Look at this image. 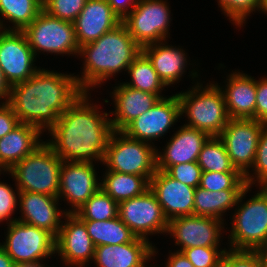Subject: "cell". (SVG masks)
I'll use <instances>...</instances> for the list:
<instances>
[{
  "label": "cell",
  "instance_id": "4",
  "mask_svg": "<svg viewBox=\"0 0 267 267\" xmlns=\"http://www.w3.org/2000/svg\"><path fill=\"white\" fill-rule=\"evenodd\" d=\"M187 92L177 94L180 101L181 116H188L185 126L207 133L209 136H220L230 119L226 110L222 87L210 83L203 88L199 82Z\"/></svg>",
  "mask_w": 267,
  "mask_h": 267
},
{
  "label": "cell",
  "instance_id": "37",
  "mask_svg": "<svg viewBox=\"0 0 267 267\" xmlns=\"http://www.w3.org/2000/svg\"><path fill=\"white\" fill-rule=\"evenodd\" d=\"M87 0H45L43 10L53 17L74 22Z\"/></svg>",
  "mask_w": 267,
  "mask_h": 267
},
{
  "label": "cell",
  "instance_id": "21",
  "mask_svg": "<svg viewBox=\"0 0 267 267\" xmlns=\"http://www.w3.org/2000/svg\"><path fill=\"white\" fill-rule=\"evenodd\" d=\"M210 136L200 130L181 126L167 142L164 152L156 153L157 170L166 171L170 166L197 162L204 143Z\"/></svg>",
  "mask_w": 267,
  "mask_h": 267
},
{
  "label": "cell",
  "instance_id": "15",
  "mask_svg": "<svg viewBox=\"0 0 267 267\" xmlns=\"http://www.w3.org/2000/svg\"><path fill=\"white\" fill-rule=\"evenodd\" d=\"M63 217L66 220L65 223L62 222L56 236L55 253L60 255L67 266L85 267L86 263L93 260L95 252V246L85 223L75 213H67Z\"/></svg>",
  "mask_w": 267,
  "mask_h": 267
},
{
  "label": "cell",
  "instance_id": "1",
  "mask_svg": "<svg viewBox=\"0 0 267 267\" xmlns=\"http://www.w3.org/2000/svg\"><path fill=\"white\" fill-rule=\"evenodd\" d=\"M88 94L83 92L48 130L52 139L46 143L62 161L103 163L113 129L109 114L97 110Z\"/></svg>",
  "mask_w": 267,
  "mask_h": 267
},
{
  "label": "cell",
  "instance_id": "40",
  "mask_svg": "<svg viewBox=\"0 0 267 267\" xmlns=\"http://www.w3.org/2000/svg\"><path fill=\"white\" fill-rule=\"evenodd\" d=\"M221 267H263L255 251L231 250L223 253Z\"/></svg>",
  "mask_w": 267,
  "mask_h": 267
},
{
  "label": "cell",
  "instance_id": "19",
  "mask_svg": "<svg viewBox=\"0 0 267 267\" xmlns=\"http://www.w3.org/2000/svg\"><path fill=\"white\" fill-rule=\"evenodd\" d=\"M16 193L19 196L20 212L22 213L21 218L17 220L46 229L56 237L62 226L60 218L67 214V211H60L57 207L58 197L41 193L19 192L18 190Z\"/></svg>",
  "mask_w": 267,
  "mask_h": 267
},
{
  "label": "cell",
  "instance_id": "42",
  "mask_svg": "<svg viewBox=\"0 0 267 267\" xmlns=\"http://www.w3.org/2000/svg\"><path fill=\"white\" fill-rule=\"evenodd\" d=\"M256 121L267 124V78L256 80Z\"/></svg>",
  "mask_w": 267,
  "mask_h": 267
},
{
  "label": "cell",
  "instance_id": "12",
  "mask_svg": "<svg viewBox=\"0 0 267 267\" xmlns=\"http://www.w3.org/2000/svg\"><path fill=\"white\" fill-rule=\"evenodd\" d=\"M265 123L254 119H233L219 136L225 144L233 166L244 176L253 167L261 129Z\"/></svg>",
  "mask_w": 267,
  "mask_h": 267
},
{
  "label": "cell",
  "instance_id": "14",
  "mask_svg": "<svg viewBox=\"0 0 267 267\" xmlns=\"http://www.w3.org/2000/svg\"><path fill=\"white\" fill-rule=\"evenodd\" d=\"M180 101L177 93L161 98L152 108L135 118L122 131L130 138L149 142L165 135L180 118Z\"/></svg>",
  "mask_w": 267,
  "mask_h": 267
},
{
  "label": "cell",
  "instance_id": "39",
  "mask_svg": "<svg viewBox=\"0 0 267 267\" xmlns=\"http://www.w3.org/2000/svg\"><path fill=\"white\" fill-rule=\"evenodd\" d=\"M165 172L172 178L196 188L200 185L203 171L198 162H189L170 166Z\"/></svg>",
  "mask_w": 267,
  "mask_h": 267
},
{
  "label": "cell",
  "instance_id": "5",
  "mask_svg": "<svg viewBox=\"0 0 267 267\" xmlns=\"http://www.w3.org/2000/svg\"><path fill=\"white\" fill-rule=\"evenodd\" d=\"M62 160L43 141L32 153L15 164L8 173L16 180V190L58 197Z\"/></svg>",
  "mask_w": 267,
  "mask_h": 267
},
{
  "label": "cell",
  "instance_id": "20",
  "mask_svg": "<svg viewBox=\"0 0 267 267\" xmlns=\"http://www.w3.org/2000/svg\"><path fill=\"white\" fill-rule=\"evenodd\" d=\"M121 22L106 0H87L73 22L79 47L96 41Z\"/></svg>",
  "mask_w": 267,
  "mask_h": 267
},
{
  "label": "cell",
  "instance_id": "3",
  "mask_svg": "<svg viewBox=\"0 0 267 267\" xmlns=\"http://www.w3.org/2000/svg\"><path fill=\"white\" fill-rule=\"evenodd\" d=\"M141 51L142 48L121 22L96 41L80 47L79 55L85 59L81 77L75 76L78 86L83 92H88L101 85L122 69L128 70Z\"/></svg>",
  "mask_w": 267,
  "mask_h": 267
},
{
  "label": "cell",
  "instance_id": "9",
  "mask_svg": "<svg viewBox=\"0 0 267 267\" xmlns=\"http://www.w3.org/2000/svg\"><path fill=\"white\" fill-rule=\"evenodd\" d=\"M7 232L0 245L14 264L37 263L55 254L56 237L46 229L16 220L8 223Z\"/></svg>",
  "mask_w": 267,
  "mask_h": 267
},
{
  "label": "cell",
  "instance_id": "41",
  "mask_svg": "<svg viewBox=\"0 0 267 267\" xmlns=\"http://www.w3.org/2000/svg\"><path fill=\"white\" fill-rule=\"evenodd\" d=\"M18 201L13 188L6 183L0 182V222L6 221V219H8L7 222L9 221V223L17 220V218L11 219L10 216L17 208Z\"/></svg>",
  "mask_w": 267,
  "mask_h": 267
},
{
  "label": "cell",
  "instance_id": "26",
  "mask_svg": "<svg viewBox=\"0 0 267 267\" xmlns=\"http://www.w3.org/2000/svg\"><path fill=\"white\" fill-rule=\"evenodd\" d=\"M164 42L144 46L142 52L152 62L159 78L169 86L176 83L184 74L187 56L183 49L165 45Z\"/></svg>",
  "mask_w": 267,
  "mask_h": 267
},
{
  "label": "cell",
  "instance_id": "28",
  "mask_svg": "<svg viewBox=\"0 0 267 267\" xmlns=\"http://www.w3.org/2000/svg\"><path fill=\"white\" fill-rule=\"evenodd\" d=\"M100 188L117 203L144 194L150 188V181L143 176L106 171Z\"/></svg>",
  "mask_w": 267,
  "mask_h": 267
},
{
  "label": "cell",
  "instance_id": "11",
  "mask_svg": "<svg viewBox=\"0 0 267 267\" xmlns=\"http://www.w3.org/2000/svg\"><path fill=\"white\" fill-rule=\"evenodd\" d=\"M118 217L139 238L167 233L168 219L150 188L142 195L118 203Z\"/></svg>",
  "mask_w": 267,
  "mask_h": 267
},
{
  "label": "cell",
  "instance_id": "38",
  "mask_svg": "<svg viewBox=\"0 0 267 267\" xmlns=\"http://www.w3.org/2000/svg\"><path fill=\"white\" fill-rule=\"evenodd\" d=\"M218 248L219 246L192 247L183 249L181 252L194 267H221L222 256L226 249Z\"/></svg>",
  "mask_w": 267,
  "mask_h": 267
},
{
  "label": "cell",
  "instance_id": "44",
  "mask_svg": "<svg viewBox=\"0 0 267 267\" xmlns=\"http://www.w3.org/2000/svg\"><path fill=\"white\" fill-rule=\"evenodd\" d=\"M106 1L110 5L111 9L117 14V16L121 20H123L136 7L138 2V0H106Z\"/></svg>",
  "mask_w": 267,
  "mask_h": 267
},
{
  "label": "cell",
  "instance_id": "43",
  "mask_svg": "<svg viewBox=\"0 0 267 267\" xmlns=\"http://www.w3.org/2000/svg\"><path fill=\"white\" fill-rule=\"evenodd\" d=\"M19 124V119L11 106L8 103H0V139L10 133Z\"/></svg>",
  "mask_w": 267,
  "mask_h": 267
},
{
  "label": "cell",
  "instance_id": "17",
  "mask_svg": "<svg viewBox=\"0 0 267 267\" xmlns=\"http://www.w3.org/2000/svg\"><path fill=\"white\" fill-rule=\"evenodd\" d=\"M222 221L199 215L178 217L169 221L167 233L175 238V245L181 246L179 252L192 247L219 246Z\"/></svg>",
  "mask_w": 267,
  "mask_h": 267
},
{
  "label": "cell",
  "instance_id": "7",
  "mask_svg": "<svg viewBox=\"0 0 267 267\" xmlns=\"http://www.w3.org/2000/svg\"><path fill=\"white\" fill-rule=\"evenodd\" d=\"M236 210L231 223L230 249L255 251L267 242V187L261 186L256 195Z\"/></svg>",
  "mask_w": 267,
  "mask_h": 267
},
{
  "label": "cell",
  "instance_id": "33",
  "mask_svg": "<svg viewBox=\"0 0 267 267\" xmlns=\"http://www.w3.org/2000/svg\"><path fill=\"white\" fill-rule=\"evenodd\" d=\"M75 214L81 220H110L118 216V203L100 188Z\"/></svg>",
  "mask_w": 267,
  "mask_h": 267
},
{
  "label": "cell",
  "instance_id": "36",
  "mask_svg": "<svg viewBox=\"0 0 267 267\" xmlns=\"http://www.w3.org/2000/svg\"><path fill=\"white\" fill-rule=\"evenodd\" d=\"M262 0H218L222 12L232 19L233 24L241 26L251 12L260 9Z\"/></svg>",
  "mask_w": 267,
  "mask_h": 267
},
{
  "label": "cell",
  "instance_id": "13",
  "mask_svg": "<svg viewBox=\"0 0 267 267\" xmlns=\"http://www.w3.org/2000/svg\"><path fill=\"white\" fill-rule=\"evenodd\" d=\"M23 31L0 29V68L9 86L25 81L40 68Z\"/></svg>",
  "mask_w": 267,
  "mask_h": 267
},
{
  "label": "cell",
  "instance_id": "46",
  "mask_svg": "<svg viewBox=\"0 0 267 267\" xmlns=\"http://www.w3.org/2000/svg\"><path fill=\"white\" fill-rule=\"evenodd\" d=\"M9 92H10V86L5 81L2 70L0 68V100L5 99L4 103L8 102Z\"/></svg>",
  "mask_w": 267,
  "mask_h": 267
},
{
  "label": "cell",
  "instance_id": "50",
  "mask_svg": "<svg viewBox=\"0 0 267 267\" xmlns=\"http://www.w3.org/2000/svg\"><path fill=\"white\" fill-rule=\"evenodd\" d=\"M263 11L264 14H267V0H262L261 1V5H260V10L259 11Z\"/></svg>",
  "mask_w": 267,
  "mask_h": 267
},
{
  "label": "cell",
  "instance_id": "22",
  "mask_svg": "<svg viewBox=\"0 0 267 267\" xmlns=\"http://www.w3.org/2000/svg\"><path fill=\"white\" fill-rule=\"evenodd\" d=\"M154 254L152 243L137 237L128 243L96 246L93 260L97 267H147Z\"/></svg>",
  "mask_w": 267,
  "mask_h": 267
},
{
  "label": "cell",
  "instance_id": "35",
  "mask_svg": "<svg viewBox=\"0 0 267 267\" xmlns=\"http://www.w3.org/2000/svg\"><path fill=\"white\" fill-rule=\"evenodd\" d=\"M252 168L254 172L251 174H254L255 176H251L250 173L245 175L247 186L251 187V185L255 184V181H257L256 183H259L258 185L260 187H267V124H265L261 129Z\"/></svg>",
  "mask_w": 267,
  "mask_h": 267
},
{
  "label": "cell",
  "instance_id": "6",
  "mask_svg": "<svg viewBox=\"0 0 267 267\" xmlns=\"http://www.w3.org/2000/svg\"><path fill=\"white\" fill-rule=\"evenodd\" d=\"M156 153L154 145L130 138L123 131L113 130L103 164L108 167L106 171L140 175L150 181L157 170Z\"/></svg>",
  "mask_w": 267,
  "mask_h": 267
},
{
  "label": "cell",
  "instance_id": "2",
  "mask_svg": "<svg viewBox=\"0 0 267 267\" xmlns=\"http://www.w3.org/2000/svg\"><path fill=\"white\" fill-rule=\"evenodd\" d=\"M82 93L74 74L39 69L29 79L10 86L7 103L20 123L43 131L49 130Z\"/></svg>",
  "mask_w": 267,
  "mask_h": 267
},
{
  "label": "cell",
  "instance_id": "48",
  "mask_svg": "<svg viewBox=\"0 0 267 267\" xmlns=\"http://www.w3.org/2000/svg\"><path fill=\"white\" fill-rule=\"evenodd\" d=\"M255 252L258 254L261 259L263 267H267V242L260 245Z\"/></svg>",
  "mask_w": 267,
  "mask_h": 267
},
{
  "label": "cell",
  "instance_id": "18",
  "mask_svg": "<svg viewBox=\"0 0 267 267\" xmlns=\"http://www.w3.org/2000/svg\"><path fill=\"white\" fill-rule=\"evenodd\" d=\"M150 190L168 221L194 215L195 188L172 178L165 171L156 170L150 179Z\"/></svg>",
  "mask_w": 267,
  "mask_h": 267
},
{
  "label": "cell",
  "instance_id": "47",
  "mask_svg": "<svg viewBox=\"0 0 267 267\" xmlns=\"http://www.w3.org/2000/svg\"><path fill=\"white\" fill-rule=\"evenodd\" d=\"M14 262L0 245V267H13Z\"/></svg>",
  "mask_w": 267,
  "mask_h": 267
},
{
  "label": "cell",
  "instance_id": "45",
  "mask_svg": "<svg viewBox=\"0 0 267 267\" xmlns=\"http://www.w3.org/2000/svg\"><path fill=\"white\" fill-rule=\"evenodd\" d=\"M165 267H194L182 252H173L168 256Z\"/></svg>",
  "mask_w": 267,
  "mask_h": 267
},
{
  "label": "cell",
  "instance_id": "8",
  "mask_svg": "<svg viewBox=\"0 0 267 267\" xmlns=\"http://www.w3.org/2000/svg\"><path fill=\"white\" fill-rule=\"evenodd\" d=\"M28 44L34 52L79 55L74 24L53 17L42 10L35 20L23 30ZM41 50V51H40Z\"/></svg>",
  "mask_w": 267,
  "mask_h": 267
},
{
  "label": "cell",
  "instance_id": "29",
  "mask_svg": "<svg viewBox=\"0 0 267 267\" xmlns=\"http://www.w3.org/2000/svg\"><path fill=\"white\" fill-rule=\"evenodd\" d=\"M94 246L123 244L137 236L117 216L110 220H82Z\"/></svg>",
  "mask_w": 267,
  "mask_h": 267
},
{
  "label": "cell",
  "instance_id": "27",
  "mask_svg": "<svg viewBox=\"0 0 267 267\" xmlns=\"http://www.w3.org/2000/svg\"><path fill=\"white\" fill-rule=\"evenodd\" d=\"M250 188L208 191L198 186L195 188L194 215L224 220L223 214L238 206Z\"/></svg>",
  "mask_w": 267,
  "mask_h": 267
},
{
  "label": "cell",
  "instance_id": "23",
  "mask_svg": "<svg viewBox=\"0 0 267 267\" xmlns=\"http://www.w3.org/2000/svg\"><path fill=\"white\" fill-rule=\"evenodd\" d=\"M113 100L115 118L111 120L112 129L122 131L130 122L152 108L161 98L157 94L134 89L120 83L115 86Z\"/></svg>",
  "mask_w": 267,
  "mask_h": 267
},
{
  "label": "cell",
  "instance_id": "16",
  "mask_svg": "<svg viewBox=\"0 0 267 267\" xmlns=\"http://www.w3.org/2000/svg\"><path fill=\"white\" fill-rule=\"evenodd\" d=\"M93 163L63 161L60 169L59 193L71 204L67 213H75L94 193L100 189Z\"/></svg>",
  "mask_w": 267,
  "mask_h": 267
},
{
  "label": "cell",
  "instance_id": "25",
  "mask_svg": "<svg viewBox=\"0 0 267 267\" xmlns=\"http://www.w3.org/2000/svg\"><path fill=\"white\" fill-rule=\"evenodd\" d=\"M41 133L42 131L34 125L20 123L2 137L0 139V170L8 172L40 146L43 143L39 141Z\"/></svg>",
  "mask_w": 267,
  "mask_h": 267
},
{
  "label": "cell",
  "instance_id": "24",
  "mask_svg": "<svg viewBox=\"0 0 267 267\" xmlns=\"http://www.w3.org/2000/svg\"><path fill=\"white\" fill-rule=\"evenodd\" d=\"M225 89L226 110L229 118L256 120V80L245 73L233 72Z\"/></svg>",
  "mask_w": 267,
  "mask_h": 267
},
{
  "label": "cell",
  "instance_id": "30",
  "mask_svg": "<svg viewBox=\"0 0 267 267\" xmlns=\"http://www.w3.org/2000/svg\"><path fill=\"white\" fill-rule=\"evenodd\" d=\"M43 10L41 0H0V16L13 23V27L4 28L0 17V29L23 31Z\"/></svg>",
  "mask_w": 267,
  "mask_h": 267
},
{
  "label": "cell",
  "instance_id": "49",
  "mask_svg": "<svg viewBox=\"0 0 267 267\" xmlns=\"http://www.w3.org/2000/svg\"><path fill=\"white\" fill-rule=\"evenodd\" d=\"M43 262H37V263H24V264H14L13 267H46L45 264H42Z\"/></svg>",
  "mask_w": 267,
  "mask_h": 267
},
{
  "label": "cell",
  "instance_id": "31",
  "mask_svg": "<svg viewBox=\"0 0 267 267\" xmlns=\"http://www.w3.org/2000/svg\"><path fill=\"white\" fill-rule=\"evenodd\" d=\"M127 72L130 73L131 80L130 82H124L125 85L141 91L157 94L160 98H164L160 92L166 85L159 78L152 62L142 51L133 60Z\"/></svg>",
  "mask_w": 267,
  "mask_h": 267
},
{
  "label": "cell",
  "instance_id": "34",
  "mask_svg": "<svg viewBox=\"0 0 267 267\" xmlns=\"http://www.w3.org/2000/svg\"><path fill=\"white\" fill-rule=\"evenodd\" d=\"M199 187L208 191L245 189L247 183L241 172H202Z\"/></svg>",
  "mask_w": 267,
  "mask_h": 267
},
{
  "label": "cell",
  "instance_id": "32",
  "mask_svg": "<svg viewBox=\"0 0 267 267\" xmlns=\"http://www.w3.org/2000/svg\"><path fill=\"white\" fill-rule=\"evenodd\" d=\"M198 165L203 172H240L227 154L224 142L219 136H210L199 153Z\"/></svg>",
  "mask_w": 267,
  "mask_h": 267
},
{
  "label": "cell",
  "instance_id": "10",
  "mask_svg": "<svg viewBox=\"0 0 267 267\" xmlns=\"http://www.w3.org/2000/svg\"><path fill=\"white\" fill-rule=\"evenodd\" d=\"M163 0H138L136 7L122 20L134 41L144 46L165 41L171 14Z\"/></svg>",
  "mask_w": 267,
  "mask_h": 267
}]
</instances>
